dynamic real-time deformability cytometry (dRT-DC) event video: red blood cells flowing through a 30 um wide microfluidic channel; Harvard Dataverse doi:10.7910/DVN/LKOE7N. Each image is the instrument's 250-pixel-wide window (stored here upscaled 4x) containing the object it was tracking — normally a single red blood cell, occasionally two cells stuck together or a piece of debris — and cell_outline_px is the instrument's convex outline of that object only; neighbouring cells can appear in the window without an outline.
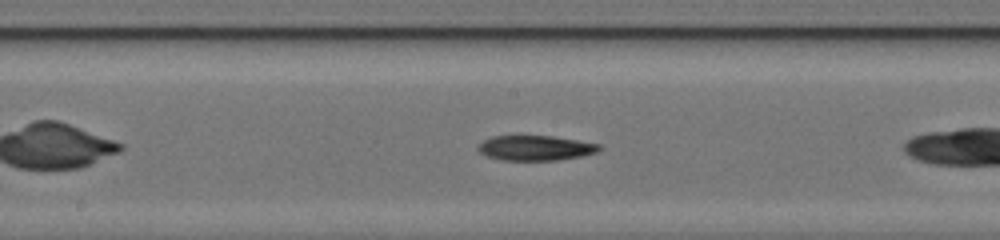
{"species": "common noctule bat (a hibernating species)", "species_latin": "Nyctalus noctula", "temperature_condition": "cold", "stored_images_in_passage": 25, "camera_frame_rate_fps": 3000, "um_per_image_px": 0.085, "animal": {"sex": "female", "body_mass_g": 17.0, "forearm_length_mm": 48.0}, "frame": {"image": 1, "passage_image": 11, "time_ms": 3.333, "image_size_px": [1000, 240], "cell_outline_px": [[600, 148], [596, 152], [580, 156], [556, 160], [504, 160], [488, 156], [480, 152], [476, 148], [484, 140], [492, 136], [552, 136], [600, 144]], "centroid_in_image_um": [45.49, 12.57], "position_along_channel_um": 202.7, "area_um2": 17.34}}